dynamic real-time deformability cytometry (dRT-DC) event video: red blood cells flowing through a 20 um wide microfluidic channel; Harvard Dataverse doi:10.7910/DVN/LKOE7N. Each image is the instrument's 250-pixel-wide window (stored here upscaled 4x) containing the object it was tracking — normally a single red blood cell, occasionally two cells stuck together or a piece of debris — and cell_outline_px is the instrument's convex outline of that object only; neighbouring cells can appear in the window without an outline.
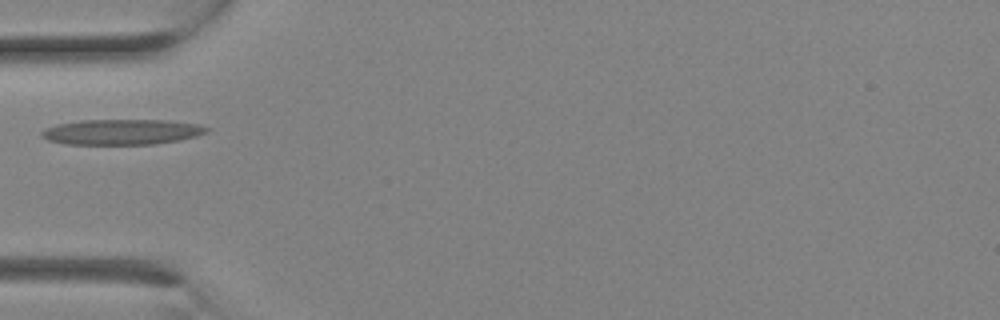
{"species": "Egyptian fruit bat (a non-hibernating species)", "species_latin": "Rousettus aegyptiacus", "temperature_condition": "room temperature", "stored_images_in_passage": 5, "camera_frame_rate_fps": 3000, "um_per_image_px": 0.085, "animal": {"sex": "female"}, "frame": {"image": 1, "passage_image": 1, "time_ms": 0.0, "image_size_px": [1000, 320], "cell_outline_px": [[212, 128], [208, 132], [196, 136], [180, 140], [156, 144], [64, 144], [48, 140], [40, 136], [40, 132], [44, 128], [56, 124], [80, 120], [168, 120], [200, 124]], "centroid_in_image_um": [10.37, 11.21], "position_along_channel_um": 74.6, "area_um2": 24.8}}
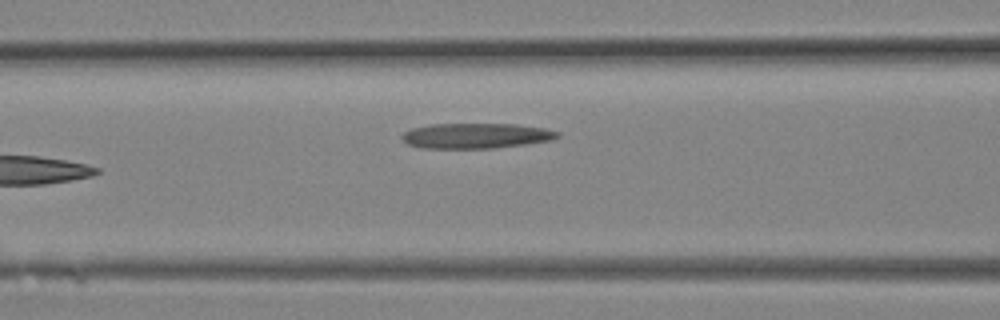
{"frame": {"image": 2, "passage_image": 3, "time_ms": 0.667, "image_size_px": [1000, 320], "cell_outline_px": [[560, 136], [552, 140], [528, 144], [496, 148], [420, 148], [408, 144], [400, 136], [404, 132], [412, 128], [428, 124], [516, 124], [544, 128], [560, 132]], "centroid_in_image_um": [40.47, 11.54], "position_along_channel_um": 126.1, "area_um2": 23.06}}
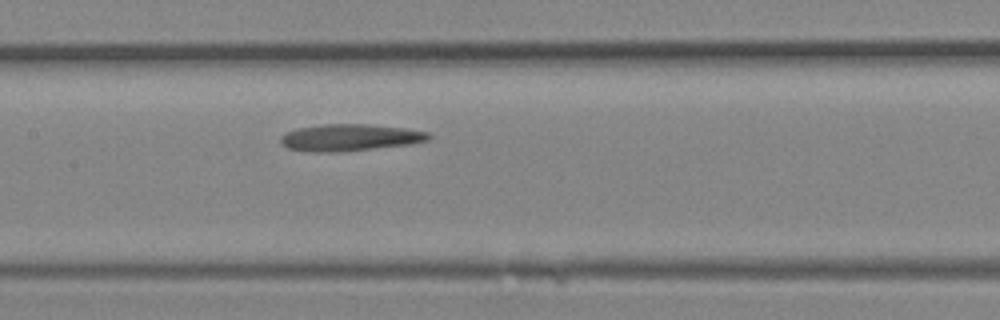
{"frame": {"image": 3, "passage_image": 5, "time_ms": 1.333, "image_size_px": [1000, 320], "cell_outline_px": [[432, 136], [428, 140], [412, 144], [340, 152], [312, 152], [288, 148], [280, 144], [280, 136], [288, 132], [300, 128], [324, 124], [368, 124], [404, 128], [428, 132]], "centroid_in_image_um": [29.75, 11.7], "position_along_channel_um": 177.6, "area_um2": 23.12}}